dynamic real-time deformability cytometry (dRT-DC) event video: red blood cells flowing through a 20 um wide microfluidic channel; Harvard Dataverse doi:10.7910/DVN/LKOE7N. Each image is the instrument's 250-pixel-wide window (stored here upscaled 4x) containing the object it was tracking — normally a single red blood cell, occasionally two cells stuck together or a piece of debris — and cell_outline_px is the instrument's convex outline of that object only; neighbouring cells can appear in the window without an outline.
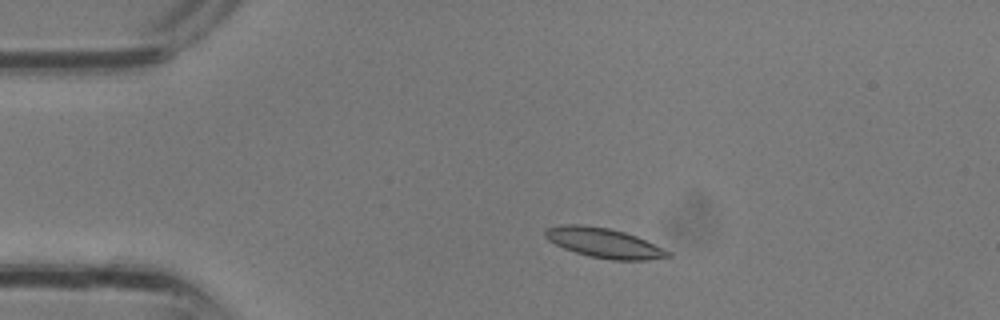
{"species": "common noctule bat (a hibernating species)", "species_latin": "Nyctalus noctula", "temperature_condition": "room temperature", "stored_images_in_passage": 3, "camera_frame_rate_fps": 3000, "um_per_image_px": 0.085, "animal": {"sex": "male", "body_mass_g": 13.3}, "frame": {"image": 1, "passage_image": 2, "time_ms": 0.333, "image_size_px": [1000, 320], "cell_outline_px": [[672, 256], [648, 260], [612, 260], [588, 256], [564, 248], [548, 240], [544, 236], [544, 228], [564, 224], [580, 224], [608, 228], [624, 232], [636, 236], [672, 252]], "centroid_in_image_um": [51.33, 20.65], "position_along_channel_um": 33.7, "area_um2": 21.27}}